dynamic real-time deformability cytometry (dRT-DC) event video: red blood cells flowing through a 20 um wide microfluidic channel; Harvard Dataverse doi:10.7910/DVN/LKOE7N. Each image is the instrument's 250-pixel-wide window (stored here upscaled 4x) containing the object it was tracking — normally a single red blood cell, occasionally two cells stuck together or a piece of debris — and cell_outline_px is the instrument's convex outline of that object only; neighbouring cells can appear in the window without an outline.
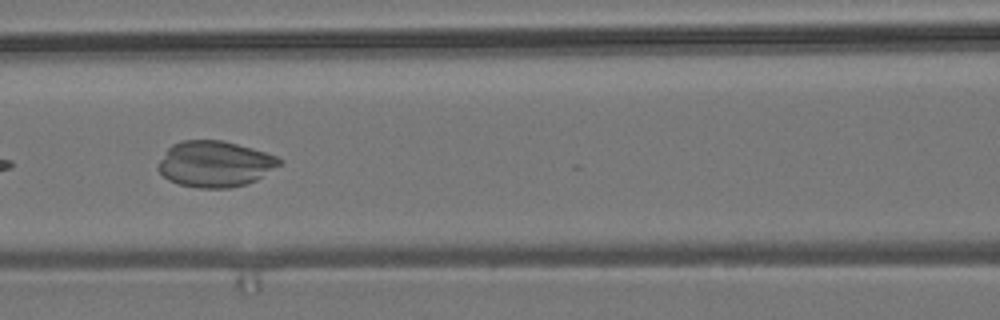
{"species": "common noctule bat (a hibernating species)", "species_latin": "Nyctalus noctula", "temperature_condition": "room temperature", "stored_images_in_passage": 9, "camera_frame_rate_fps": 3000, "um_per_image_px": 0.085, "animal": {"sex": "male", "body_mass_g": 19.2, "forearm_length_mm": 51.8}, "frame": {"image": 1, "passage_image": 6, "time_ms": 5.667, "image_size_px": [1000, 320], "cell_outline_px": [[284, 160], [280, 164], [256, 180], [248, 184], [228, 188], [200, 188], [180, 184], [168, 180], [156, 168], [160, 160], [168, 148], [172, 144], [180, 140], [224, 140], [252, 148], [276, 156]], "centroid_in_image_um": [18.26, 13.93], "position_along_channel_um": 148.3, "area_um2": 32.48}}
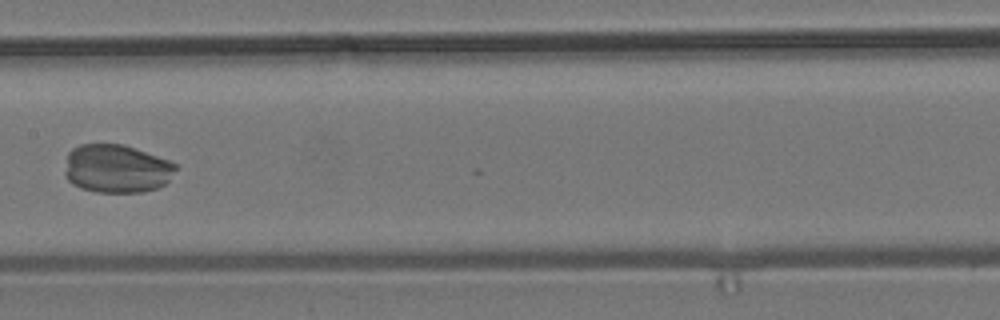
{"frame": {"image": 2, "passage_image": 7, "time_ms": 7.0, "image_size_px": [1000, 320], "cell_outline_px": [[176, 168], [168, 180], [164, 184], [156, 188], [144, 192], [96, 192], [80, 188], [72, 184], [64, 176], [64, 172], [68, 152], [72, 148], [80, 144], [124, 144], [168, 160], [176, 164]], "centroid_in_image_um": [9.86, 14.33], "position_along_channel_um": 197.5, "area_um2": 31.33}}
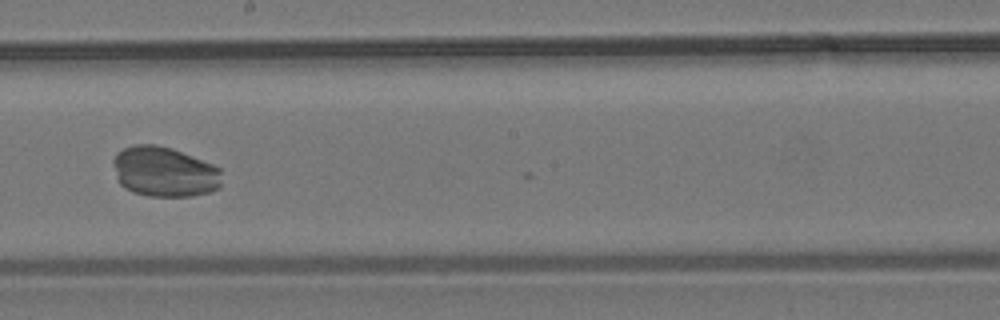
{"frame": {"image": 3, "passage_image": 8, "time_ms": 8.0, "image_size_px": [1000, 320], "cell_outline_px": [[220, 188], [208, 192], [192, 196], [148, 196], [132, 192], [124, 188], [120, 184], [116, 176], [112, 164], [112, 160], [116, 152], [132, 144], [156, 144], [172, 148], [212, 164], [220, 168]], "centroid_in_image_um": [13.92, 14.59], "position_along_channel_um": 234.3, "area_um2": 31.96}}